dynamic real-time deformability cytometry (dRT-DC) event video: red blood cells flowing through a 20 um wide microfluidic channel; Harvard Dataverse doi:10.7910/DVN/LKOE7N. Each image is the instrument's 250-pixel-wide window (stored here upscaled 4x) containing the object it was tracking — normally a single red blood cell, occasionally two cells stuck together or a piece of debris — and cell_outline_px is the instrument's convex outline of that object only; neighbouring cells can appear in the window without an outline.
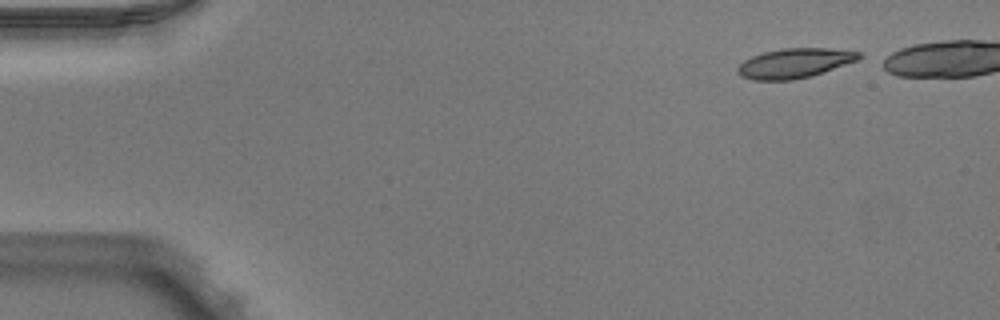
{"species": "Egyptian fruit bat (a non-hibernating species)", "species_latin": "Rousettus aegyptiacus", "temperature_condition": "warm", "stored_images_in_passage": 40, "camera_frame_rate_fps": 3000, "um_per_image_px": 0.085, "animal": {"sex": "male"}, "frame": {"image": 1, "passage_image": 1, "time_ms": 0.0, "image_size_px": [1000, 320], "cell_outline_px": [[864, 56], [856, 60], [812, 76], [792, 80], [752, 80], [740, 76], [736, 72], [736, 68], [744, 60], [752, 56], [764, 52], [780, 48], [828, 48], [860, 52]], "centroid_in_image_um": [67.5, 5.37], "position_along_channel_um": 17.5, "area_um2": 20.98}}
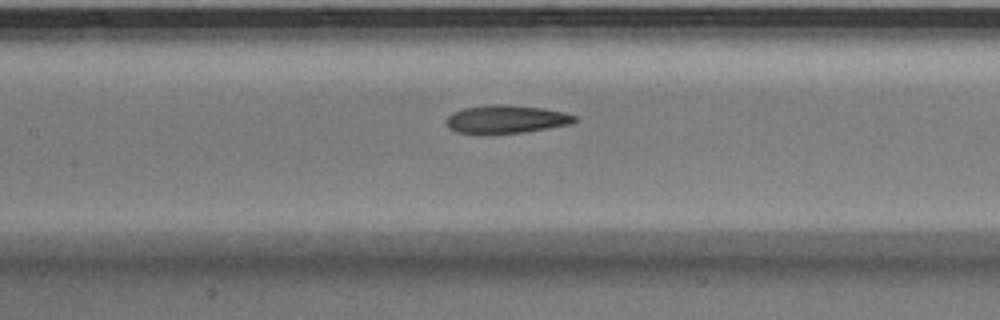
{"frame": {"image": 2, "passage_image": 20, "time_ms": 6.333, "image_size_px": [1000, 320], "cell_outline_px": [[580, 120], [572, 124], [524, 132], [456, 132], [448, 128], [444, 120], [452, 112], [464, 108], [492, 104], [508, 104], [544, 108], [564, 112], [576, 116]], "centroid_in_image_um": [43.06, 10.1], "position_along_channel_um": 164.3, "area_um2": 20.92}}
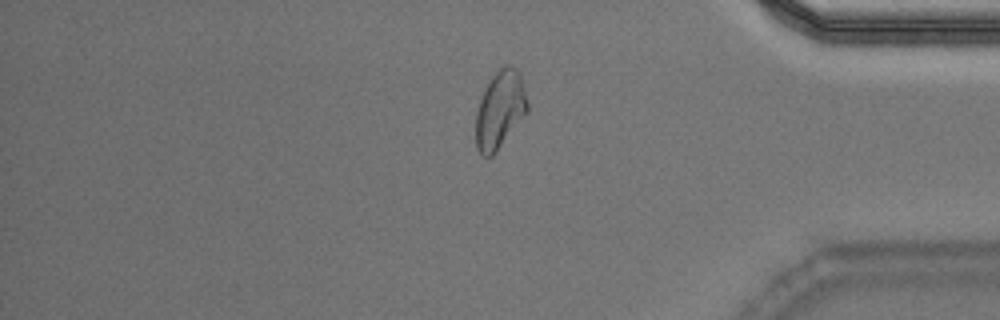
{"frame": {"image": 3, "passage_image": 39, "time_ms": 12.667, "image_size_px": [1000, 320], "cell_outline_px": [[528, 112], [496, 152], [492, 156], [480, 156], [476, 148], [476, 112], [480, 100], [492, 76], [504, 64], [508, 64], [516, 68], [520, 76], [528, 104]], "centroid_in_image_um": [42.49, 9.36], "position_along_channel_um": 392.7, "area_um2": 23.18}}